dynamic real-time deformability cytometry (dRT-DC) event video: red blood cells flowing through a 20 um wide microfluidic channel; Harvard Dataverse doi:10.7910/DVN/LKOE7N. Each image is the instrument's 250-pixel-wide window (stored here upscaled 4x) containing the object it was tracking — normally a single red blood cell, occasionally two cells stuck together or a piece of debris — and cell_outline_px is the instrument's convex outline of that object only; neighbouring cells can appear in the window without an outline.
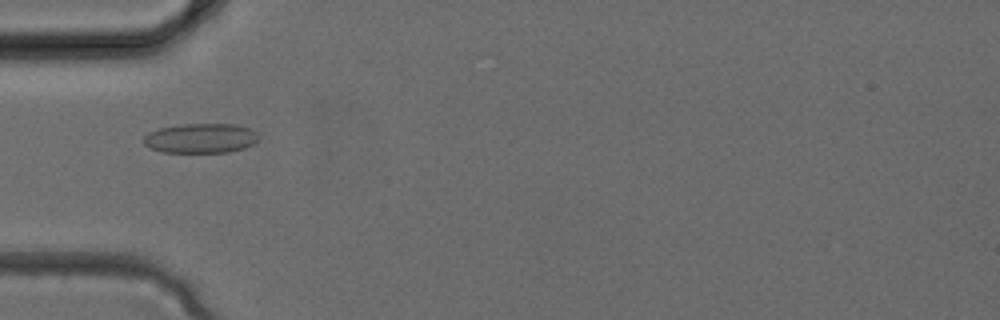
{"species": "common noctule bat (a hibernating species)", "species_latin": "Nyctalus noctula", "temperature_condition": "cold", "stored_images_in_passage": 32, "camera_frame_rate_fps": 3000, "um_per_image_px": 0.085, "animal": {"sex": "female", "body_mass_g": 24.6, "forearm_length_mm": 56.2}, "frame": {"image": 1, "passage_image": 9, "time_ms": 2.667, "image_size_px": [1000, 320], "cell_outline_px": [[260, 136], [252, 144], [244, 148], [228, 152], [160, 152], [144, 144], [144, 136], [148, 132], [160, 128], [180, 124], [236, 124], [248, 128], [256, 132]], "centroid_in_image_um": [17.05, 11.74], "position_along_channel_um": 67.9, "area_um2": 19.83}}
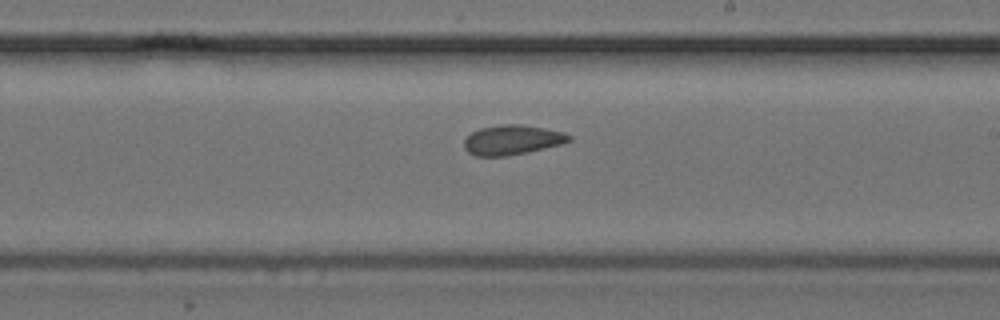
{"frame": {"image": 2, "passage_image": 18, "time_ms": 5.667, "image_size_px": [1000, 320], "cell_outline_px": [[572, 140], [560, 144], [528, 152], [508, 156], [476, 156], [468, 152], [464, 148], [464, 140], [472, 132], [480, 128], [500, 124], [520, 124], [544, 128], [564, 132], [572, 136]], "centroid_in_image_um": [43.53, 11.89], "position_along_channel_um": 245.5, "area_um2": 18.21}}
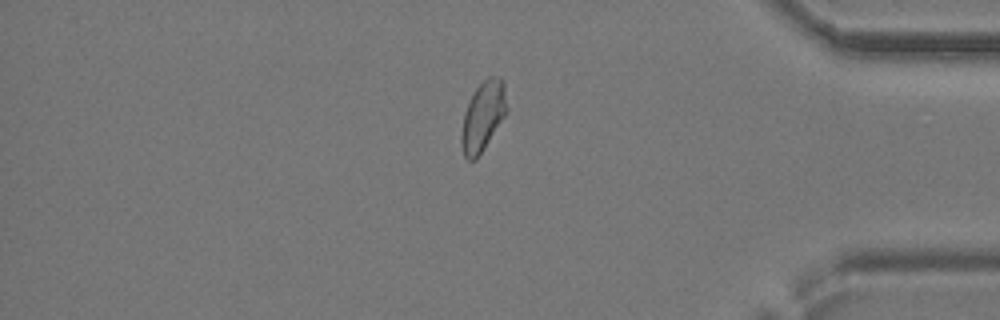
{"frame": {"image": 3, "passage_image": 27, "time_ms": 8.667, "image_size_px": [1000, 320], "cell_outline_px": [[508, 112], [476, 160], [468, 160], [464, 156], [460, 140], [460, 136], [464, 112], [476, 88], [488, 76], [500, 76], [504, 80], [508, 108]], "centroid_in_image_um": [41.08, 9.87], "position_along_channel_um": 394.1, "area_um2": 18.61}}